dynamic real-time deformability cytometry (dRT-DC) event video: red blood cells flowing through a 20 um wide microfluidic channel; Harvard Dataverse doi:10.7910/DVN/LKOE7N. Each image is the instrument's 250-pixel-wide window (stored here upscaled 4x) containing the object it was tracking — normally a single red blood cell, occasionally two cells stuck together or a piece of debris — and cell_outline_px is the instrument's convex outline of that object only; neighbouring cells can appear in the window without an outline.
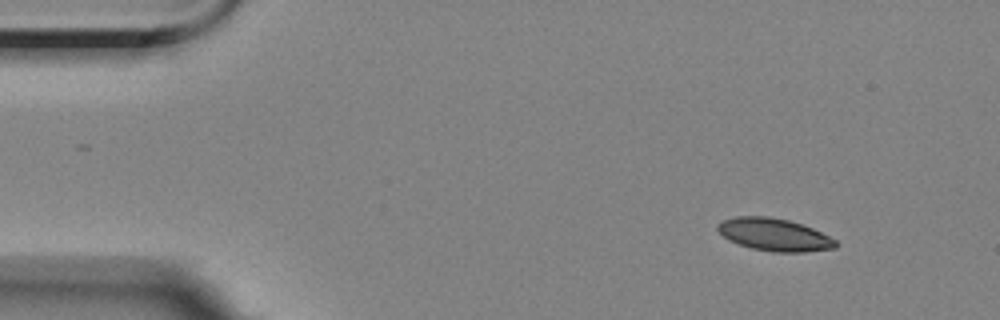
{"species": "Egyptian fruit bat (a non-hibernating species)", "species_latin": "Rousettus aegyptiacus", "temperature_condition": "room temperature", "stored_images_in_passage": 4, "camera_frame_rate_fps": 3000, "um_per_image_px": 0.085, "animal": {"sex": "female"}, "frame": {"image": 1, "passage_image": 1, "time_ms": 0.0, "image_size_px": [1000, 320], "cell_outline_px": [[836, 248], [804, 252], [772, 252], [752, 248], [728, 240], [716, 228], [716, 224], [724, 220], [736, 216], [768, 216], [788, 220], [812, 228], [836, 240]], "centroid_in_image_um": [65.79, 19.94], "position_along_channel_um": 19.2, "area_um2": 22.2}}
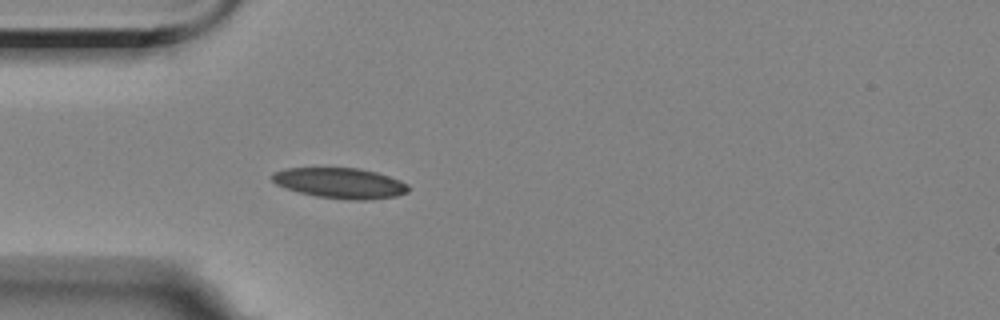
{"frame": {"image": 2, "passage_image": 4, "time_ms": 3.333, "image_size_px": [1000, 320], "cell_outline_px": [[408, 192], [396, 196], [372, 200], [348, 200], [316, 196], [300, 192], [276, 184], [272, 180], [272, 176], [276, 172], [288, 168], [356, 168], [376, 172], [400, 180], [408, 184]], "centroid_in_image_um": [28.96, 15.57], "position_along_channel_um": 56.0, "area_um2": 23.99}}